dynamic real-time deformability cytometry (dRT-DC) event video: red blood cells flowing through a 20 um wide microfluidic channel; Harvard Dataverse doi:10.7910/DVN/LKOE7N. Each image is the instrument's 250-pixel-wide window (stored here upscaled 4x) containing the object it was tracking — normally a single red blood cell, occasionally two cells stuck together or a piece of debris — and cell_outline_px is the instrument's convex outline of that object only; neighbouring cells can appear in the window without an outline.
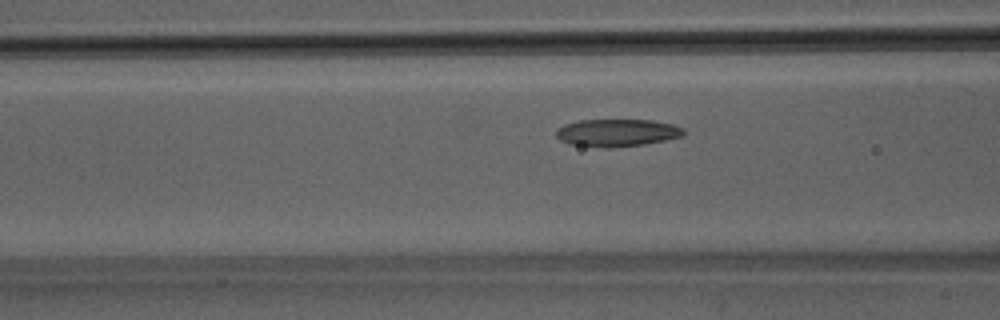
{"species": "Egyptian fruit bat (a non-hibernating species)", "species_latin": "Rousettus aegyptiacus", "temperature_condition": "room temperature", "stored_images_in_passage": 45, "camera_frame_rate_fps": 3000, "um_per_image_px": 0.085, "animal": {"sex": "male"}, "frame": {"image": 1, "passage_image": 15, "time_ms": 4.667, "image_size_px": [1000, 320], "cell_outline_px": [[684, 136], [644, 144], [612, 148], [604, 148], [568, 144], [560, 140], [556, 136], [556, 128], [564, 124], [580, 120], [652, 120], [672, 124], [684, 128]], "centroid_in_image_um": [52.42, 11.29], "position_along_channel_um": 114.2, "area_um2": 20.58}}
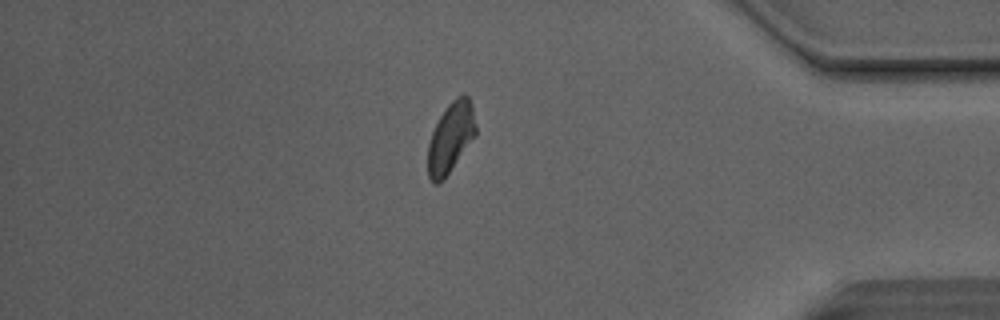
{"frame": {"image": 2, "passage_image": 38, "time_ms": 12.333, "image_size_px": [1000, 320], "cell_outline_px": [[476, 136], [444, 180], [436, 184], [432, 184], [428, 176], [428, 144], [432, 132], [440, 116], [448, 104], [456, 96], [464, 92], [468, 96], [472, 104], [476, 124]], "centroid_in_image_um": [38.32, 11.7], "position_along_channel_um": 396.9, "area_um2": 19.94}}
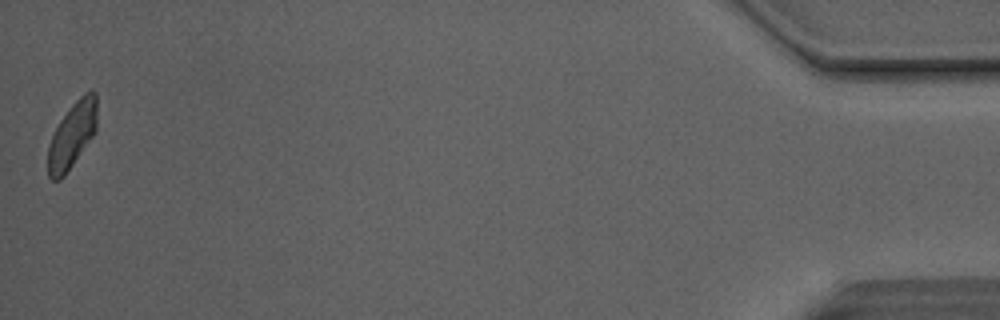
{"frame": {"image": 3, "passage_image": 45, "time_ms": 14.667, "image_size_px": [1000, 320], "cell_outline_px": [[96, 132], [64, 176], [60, 180], [52, 180], [48, 176], [48, 144], [60, 120], [72, 104], [84, 92], [92, 88], [96, 92]], "centroid_in_image_um": [6.14, 11.47], "position_along_channel_um": 429.1, "area_um2": 18.84}, "authors_computed_cell_mechanics": {"area_um2": 20.23, "velocity_mm_per_s": 4.0994, "shape_relaxation_time_tau1_ms": null, "shape_relaxation_time_tau2_ms": 2.2641, "deformation_change_tau1": null, "deformation_change_tau2": 0.0717}}